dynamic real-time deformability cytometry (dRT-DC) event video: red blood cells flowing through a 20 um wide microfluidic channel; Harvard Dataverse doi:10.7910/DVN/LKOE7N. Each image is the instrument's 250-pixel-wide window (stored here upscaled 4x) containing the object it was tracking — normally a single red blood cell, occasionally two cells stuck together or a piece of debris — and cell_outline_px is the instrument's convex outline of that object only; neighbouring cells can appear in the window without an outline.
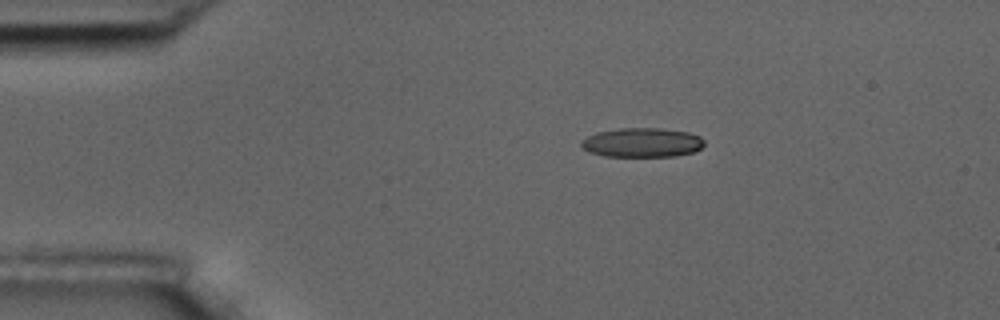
{"species": "common noctule bat (a hibernating species)", "species_latin": "Nyctalus noctula", "temperature_condition": "room temperature", "stored_images_in_passage": 2, "camera_frame_rate_fps": 3000, "um_per_image_px": 0.085, "animal": {"sex": "male", "body_mass_g": 17.5, "forearm_length_mm": 52.3}, "frame": {"image": 1, "passage_image": 1, "time_ms": 0.0, "image_size_px": [1000, 320], "cell_outline_px": [[704, 144], [700, 148], [692, 152], [676, 156], [604, 156], [588, 152], [580, 144], [580, 140], [596, 132], [620, 128], [660, 128], [688, 132], [700, 136], [704, 140]], "centroid_in_image_um": [54.56, 12.11], "position_along_channel_um": 30.4, "area_um2": 21.04}}